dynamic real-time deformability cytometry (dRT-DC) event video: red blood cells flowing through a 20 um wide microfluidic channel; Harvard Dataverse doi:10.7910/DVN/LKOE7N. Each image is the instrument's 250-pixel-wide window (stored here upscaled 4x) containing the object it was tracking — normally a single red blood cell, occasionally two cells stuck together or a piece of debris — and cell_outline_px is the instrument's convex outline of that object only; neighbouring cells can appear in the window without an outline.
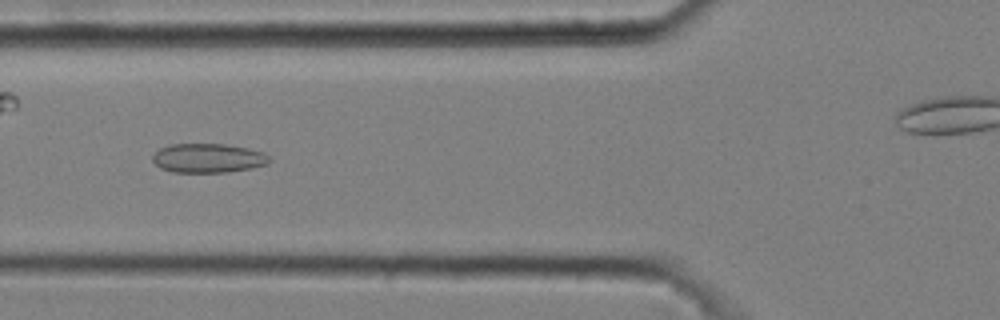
{"species": "common noctule bat (a hibernating species)", "species_latin": "Nyctalus noctula", "temperature_condition": "cold", "stored_images_in_passage": 3, "segment_of_instrument_passage": [1, 2], "camera_frame_rate_fps": 3000, "um_per_image_px": 0.085, "animal": {"sex": "male", "body_mass_g": 20.4}, "frame": {"image": 1, "passage_image": 2, "time_ms": 0.333, "image_size_px": [1000, 320], "cell_outline_px": [[272, 160], [268, 164], [252, 168], [228, 172], [172, 172], [160, 168], [152, 160], [152, 156], [160, 148], [172, 144], [224, 144], [248, 148], [264, 152]], "centroid_in_image_um": [17.71, 13.44], "position_along_channel_um": 108.1, "area_um2": 19.94}}